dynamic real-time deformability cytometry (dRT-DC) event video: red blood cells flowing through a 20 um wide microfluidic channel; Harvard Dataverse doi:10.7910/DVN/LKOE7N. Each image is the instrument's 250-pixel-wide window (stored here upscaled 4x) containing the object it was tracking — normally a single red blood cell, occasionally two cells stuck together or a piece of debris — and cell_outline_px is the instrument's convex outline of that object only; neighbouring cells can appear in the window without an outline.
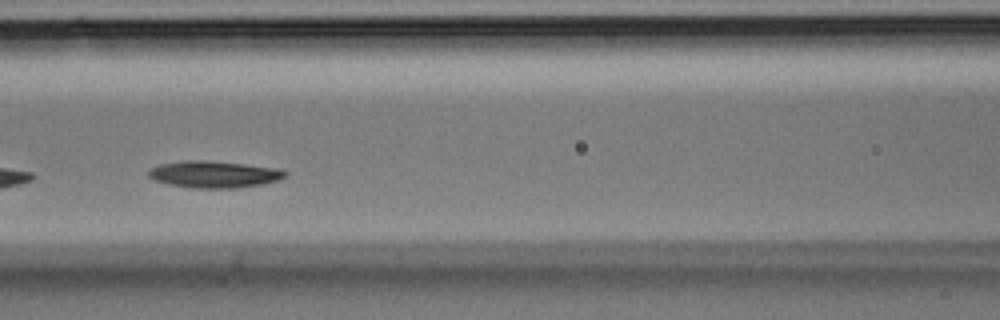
{"species": "Egyptian fruit bat (a non-hibernating species)", "species_latin": "Rousettus aegyptiacus", "temperature_condition": "room temperature", "stored_images_in_passage": 33, "camera_frame_rate_fps": 3000, "um_per_image_px": 0.085, "animal": {"sex": "male"}, "frame": {"image": 1, "passage_image": 12, "time_ms": 3.667, "image_size_px": [1000, 320], "cell_outline_px": [[288, 176], [264, 184], [240, 188], [192, 188], [168, 184], [156, 180], [148, 176], [148, 172], [152, 168], [160, 164], [184, 160], [204, 160], [244, 164], [280, 168], [288, 172]], "centroid_in_image_um": [18.24, 14.82], "position_along_channel_um": 148.4, "area_um2": 21.44}}
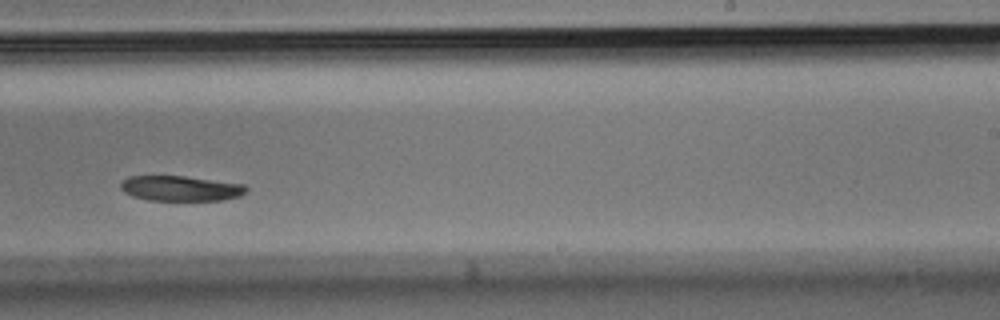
{"frame": {"image": 2, "passage_image": 19, "time_ms": 6.0, "image_size_px": [1000, 320], "cell_outline_px": [[248, 188], [240, 196], [224, 200], [148, 200], [132, 196], [124, 192], [120, 188], [120, 180], [128, 176], [184, 176], [244, 184]], "centroid_in_image_um": [15.31, 16.01], "position_along_channel_um": 273.7, "area_um2": 18.5}}
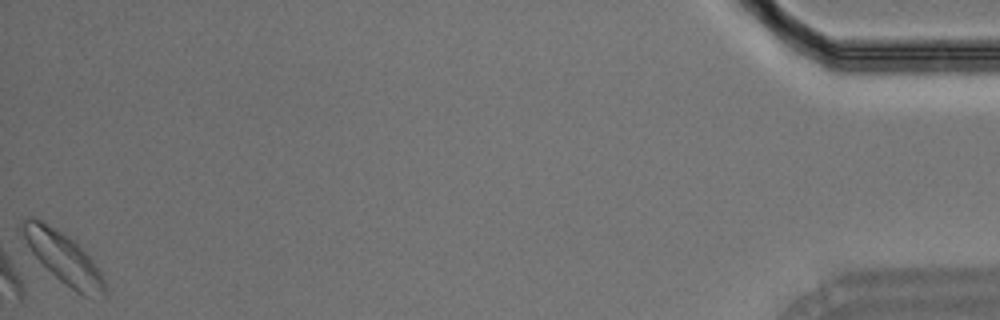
{"frame": {"image": 3, "passage_image": 33, "time_ms": 10.667, "image_size_px": [1000, 320], "cell_outline_px": [[108, 292], [104, 300], [84, 296], [76, 292], [60, 280], [32, 252], [20, 228], [24, 220], [28, 216], [32, 216], [48, 224], [68, 236], [92, 260], [100, 272], [104, 280]], "centroid_in_image_um": [5.45, 21.97], "position_along_channel_um": 429.7, "area_um2": 23.99}}